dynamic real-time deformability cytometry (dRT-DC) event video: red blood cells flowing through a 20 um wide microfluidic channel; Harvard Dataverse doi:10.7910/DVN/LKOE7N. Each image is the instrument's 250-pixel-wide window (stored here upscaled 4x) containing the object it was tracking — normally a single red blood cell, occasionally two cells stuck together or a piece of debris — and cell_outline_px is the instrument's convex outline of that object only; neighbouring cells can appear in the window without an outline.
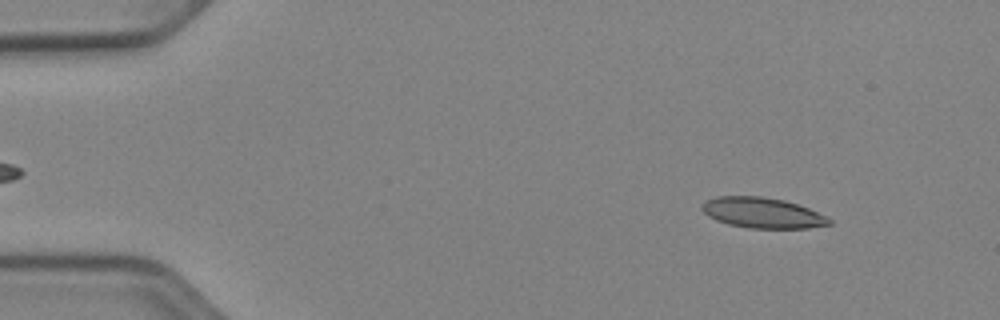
{"species": "Egyptian fruit bat (a non-hibernating species)", "species_latin": "Rousettus aegyptiacus", "temperature_condition": "cold", "stored_images_in_passage": 50, "camera_frame_rate_fps": 3000, "um_per_image_px": 0.085, "animal": {"sex": "female"}, "frame": {"image": 1, "passage_image": 5, "time_ms": 1.333, "image_size_px": [1000, 320], "cell_outline_px": [[832, 224], [808, 228], [748, 228], [728, 224], [716, 220], [708, 216], [700, 208], [704, 200], [716, 196], [760, 196], [784, 200], [808, 208], [828, 216], [832, 220]], "centroid_in_image_um": [64.79, 18.09], "position_along_channel_um": 20.2, "area_um2": 22.77}}
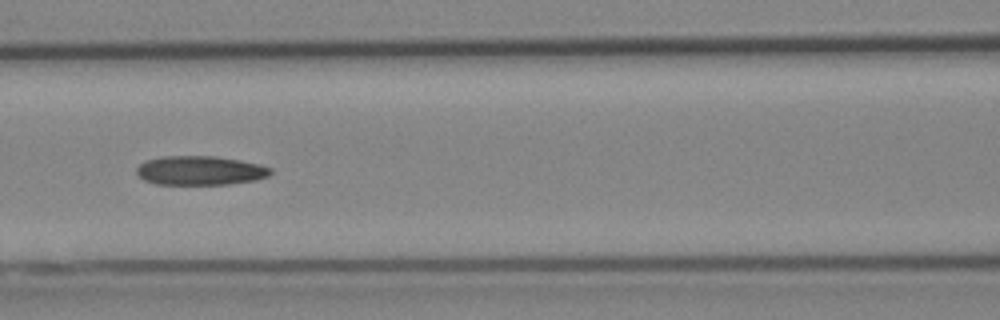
{"frame": {"image": 2, "passage_image": 22, "time_ms": 7.0, "image_size_px": [1000, 320], "cell_outline_px": [[272, 172], [268, 176], [256, 180], [228, 184], [156, 184], [144, 180], [136, 172], [136, 168], [140, 164], [148, 160], [160, 156], [212, 156], [240, 160], [260, 164], [272, 168]], "centroid_in_image_um": [17.03, 14.49], "position_along_channel_um": 149.6, "area_um2": 22.72}}
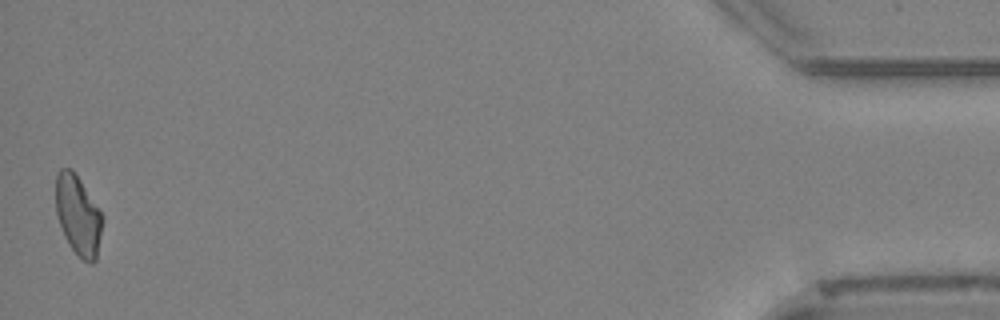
{"frame": {"image": 3, "passage_image": 50, "time_ms": 16.333, "image_size_px": [1000, 320], "cell_outline_px": [[104, 220], [96, 260], [92, 264], [88, 264], [68, 244], [64, 236], [56, 212], [56, 172], [60, 168], [72, 168], [104, 216]], "centroid_in_image_um": [6.65, 18.3], "position_along_channel_um": 428.5, "area_um2": 21.79}}